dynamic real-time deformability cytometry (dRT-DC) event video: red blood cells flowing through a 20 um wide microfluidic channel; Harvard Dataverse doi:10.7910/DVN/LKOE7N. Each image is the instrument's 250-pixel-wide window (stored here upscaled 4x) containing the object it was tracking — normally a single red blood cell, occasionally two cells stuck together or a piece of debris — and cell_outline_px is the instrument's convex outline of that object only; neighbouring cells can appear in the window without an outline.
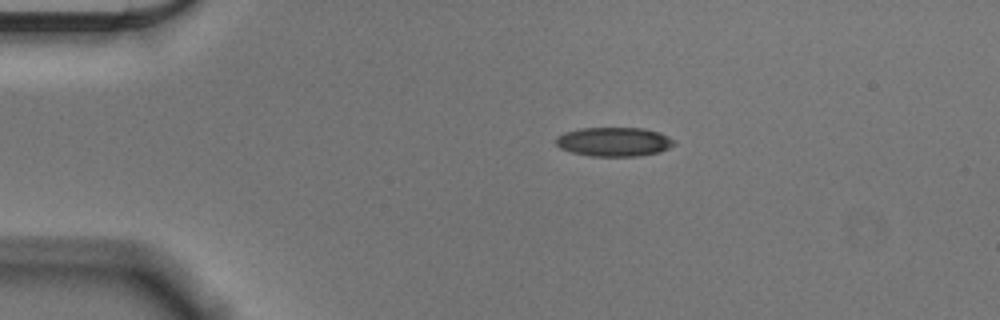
{"species": "Egyptian fruit bat (a non-hibernating species)", "species_latin": "Rousettus aegyptiacus", "temperature_condition": "cold", "stored_images_in_passage": 45, "camera_frame_rate_fps": 3000, "um_per_image_px": 0.085, "animal": {"sex": "male"}, "frame": {"image": 1, "passage_image": 1, "time_ms": 0.0, "image_size_px": [1000, 320], "cell_outline_px": [[676, 144], [660, 152], [640, 156], [592, 156], [572, 152], [560, 148], [556, 144], [556, 136], [564, 132], [580, 128], [644, 128], [660, 132], [676, 140]], "centroid_in_image_um": [52.22, 12.05], "position_along_channel_um": 32.8, "area_um2": 20.23}}
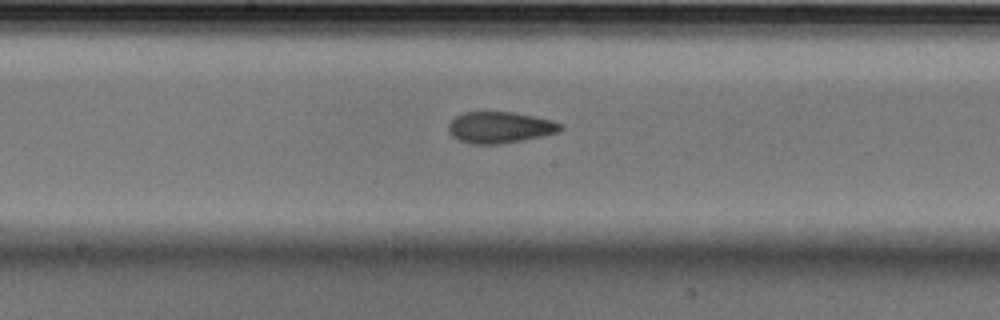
{"frame": {"image": 2, "passage_image": 19, "time_ms": 6.0, "image_size_px": [1000, 320], "cell_outline_px": [[564, 128], [560, 132], [524, 140], [500, 144], [472, 144], [460, 140], [452, 136], [448, 132], [448, 124], [456, 116], [464, 112], [512, 112], [552, 120], [564, 124]], "centroid_in_image_um": [42.52, 10.83], "position_along_channel_um": 205.7, "area_um2": 20.58}}
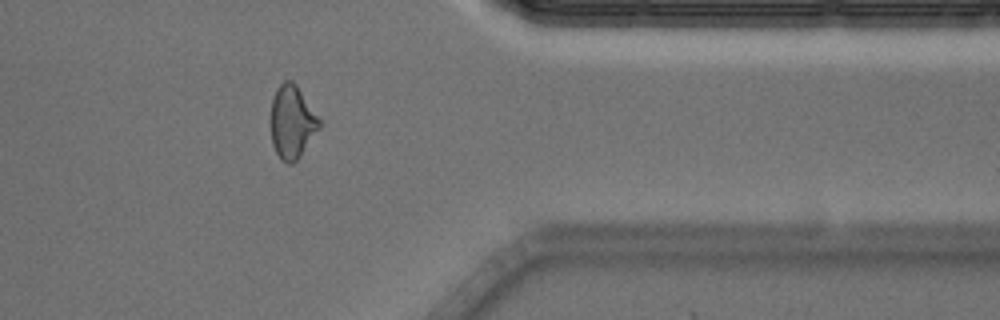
{"frame": {"image": 3, "passage_image": 35, "time_ms": 11.333, "image_size_px": [1000, 320], "cell_outline_px": [[324, 124], [300, 156], [292, 164], [288, 164], [280, 160], [272, 144], [268, 120], [272, 96], [276, 88], [284, 80], [292, 80], [296, 84], [324, 120]], "centroid_in_image_um": [24.84, 10.35], "position_along_channel_um": 386.6, "area_um2": 21.96}, "authors_computed_cell_mechanics": {"area_um2": 20.6924, "velocity_mm_per_s": 3.6374, "shape_relaxation_time_tau1_ms": 6.4239, "shape_relaxation_time_tau2_ms": 3.3939, "deformation_change_tau1": 0.1525, "deformation_change_tau2": 0.0981}}